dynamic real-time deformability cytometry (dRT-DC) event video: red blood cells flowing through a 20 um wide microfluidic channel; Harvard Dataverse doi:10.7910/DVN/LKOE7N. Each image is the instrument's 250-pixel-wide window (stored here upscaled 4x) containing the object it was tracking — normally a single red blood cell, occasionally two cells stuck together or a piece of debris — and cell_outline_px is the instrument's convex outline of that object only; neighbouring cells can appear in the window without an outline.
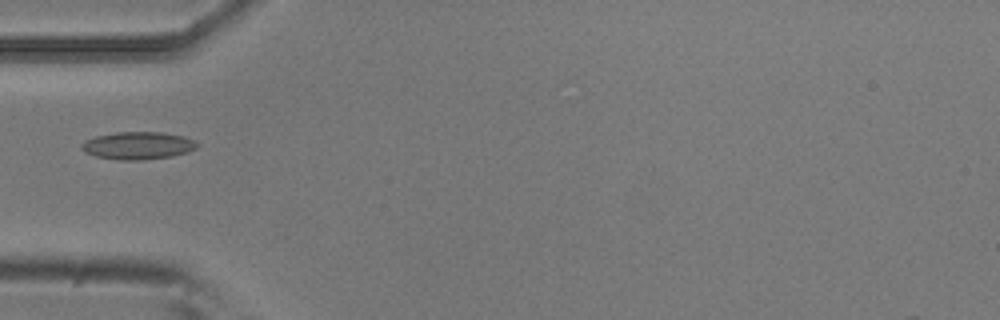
{"species": "common noctule bat (a hibernating species)", "species_latin": "Nyctalus noctula", "temperature_condition": "room temperature", "stored_images_in_passage": 5, "camera_frame_rate_fps": 3000, "um_per_image_px": 0.085, "animal": {"sex": "male", "body_mass_g": 20.5, "forearm_length_mm": 52.5}, "frame": {"image": 1, "passage_image": 5, "time_ms": 1.333, "image_size_px": [1000, 320], "cell_outline_px": [[200, 144], [196, 148], [188, 152], [172, 156], [140, 160], [116, 160], [96, 156], [84, 152], [80, 148], [80, 144], [84, 140], [96, 136], [116, 132], [164, 132], [184, 136]], "centroid_in_image_um": [11.7, 12.37], "position_along_channel_um": 73.3, "area_um2": 18.73}}